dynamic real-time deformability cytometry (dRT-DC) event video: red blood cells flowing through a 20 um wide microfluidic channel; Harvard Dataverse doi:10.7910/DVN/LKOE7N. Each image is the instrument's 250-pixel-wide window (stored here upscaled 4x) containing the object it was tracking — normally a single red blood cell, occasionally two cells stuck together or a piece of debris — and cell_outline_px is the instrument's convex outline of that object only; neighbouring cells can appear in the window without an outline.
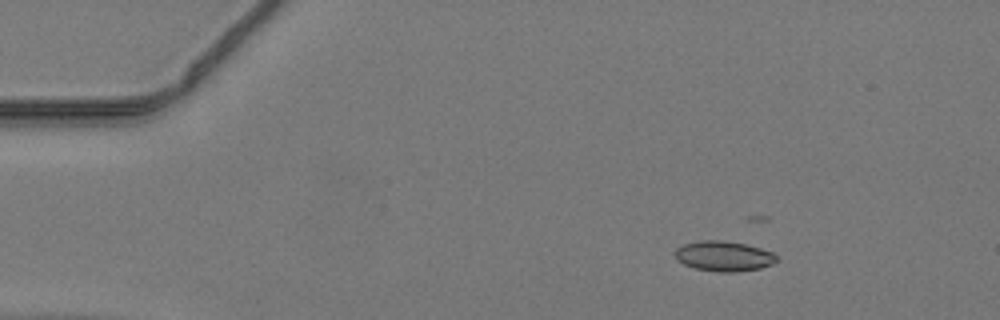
{"species": "common noctule bat (a hibernating species)", "species_latin": "Nyctalus noctula", "temperature_condition": "warm", "stored_images_in_passage": 16, "camera_frame_rate_fps": 3000, "um_per_image_px": 0.085, "animal": {"sex": "male", "body_mass_g": 19.2, "forearm_length_mm": 51.8}, "frame": {"image": 1, "passage_image": 1, "time_ms": 0.0, "image_size_px": [1000, 320], "cell_outline_px": [[776, 260], [772, 264], [760, 268], [736, 272], [720, 272], [696, 268], [684, 264], [676, 260], [676, 248], [684, 244], [700, 240], [720, 240], [744, 244], [776, 252]], "centroid_in_image_um": [61.53, 21.77], "position_along_channel_um": 23.5, "area_um2": 17.74}}
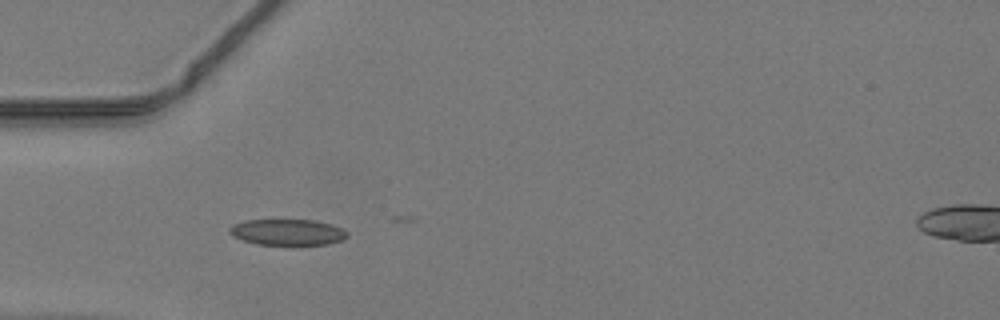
{"frame": {"image": 2, "passage_image": 9, "time_ms": 2.667, "image_size_px": [1000, 320], "cell_outline_px": [[348, 236], [344, 240], [328, 244], [292, 248], [256, 244], [232, 236], [228, 232], [228, 228], [244, 220], [316, 220], [332, 224], [344, 228], [348, 232]], "centroid_in_image_um": [24.51, 19.79], "position_along_channel_um": 60.5, "area_um2": 18.96}}